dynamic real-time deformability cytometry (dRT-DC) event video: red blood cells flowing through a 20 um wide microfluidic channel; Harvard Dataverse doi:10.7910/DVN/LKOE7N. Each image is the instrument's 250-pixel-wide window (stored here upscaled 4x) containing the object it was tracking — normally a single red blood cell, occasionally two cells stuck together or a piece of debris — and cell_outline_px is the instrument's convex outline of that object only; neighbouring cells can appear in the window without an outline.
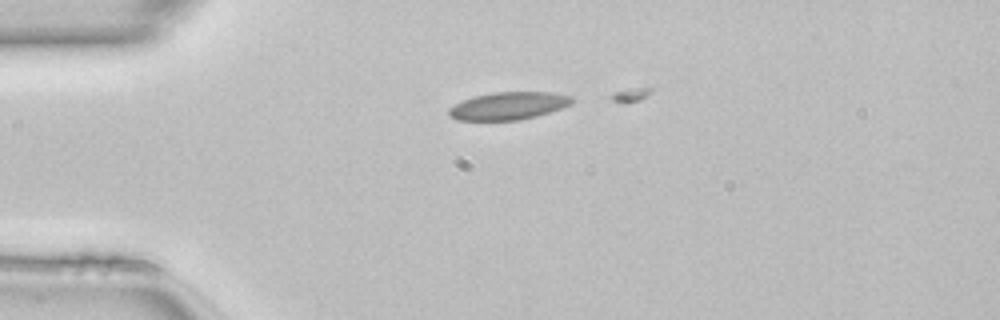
{"species": "common noctule bat (a hibernating species)", "species_latin": "Nyctalus noctula", "temperature_condition": "room temperature", "stored_images_in_passage": 8, "camera_frame_rate_fps": 3000, "um_per_image_px": 0.085, "animal": {"sex": "female", "body_mass_g": 22.7, "forearm_length_mm": 54.2}, "frame": {"image": 1, "passage_image": 2, "time_ms": 0.333, "image_size_px": [1000, 320], "cell_outline_px": [[576, 100], [572, 104], [536, 116], [520, 120], [456, 120], [448, 116], [448, 108], [472, 96], [492, 92], [552, 92], [572, 96]], "centroid_in_image_um": [43.22, 8.99], "position_along_channel_um": 41.8, "area_um2": 19.94}}